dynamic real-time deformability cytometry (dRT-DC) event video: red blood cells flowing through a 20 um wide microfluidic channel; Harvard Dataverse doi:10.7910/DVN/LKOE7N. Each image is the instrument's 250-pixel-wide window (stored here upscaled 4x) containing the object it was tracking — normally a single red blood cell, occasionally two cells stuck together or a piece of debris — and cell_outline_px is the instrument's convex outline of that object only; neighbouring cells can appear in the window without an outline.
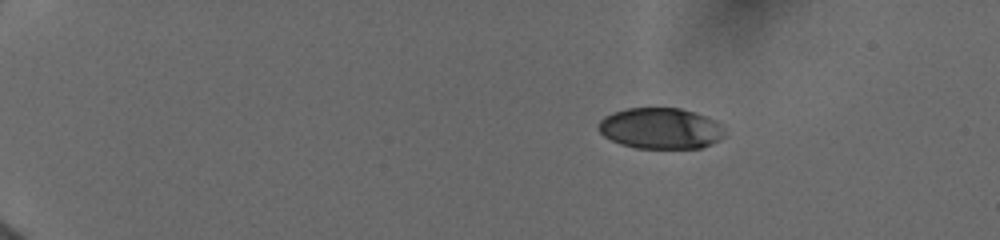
{"species": "human", "species_latin": "Homo sapiens", "temperature_condition": "cold", "stored_images_in_passage": 5, "camera_frame_rate_fps": 3000, "um_per_image_px": 0.085, "donor": {"sex": "female"}, "frame": {"image": 1, "passage_image": 1, "time_ms": 0.0, "image_size_px": [1000, 240], "cell_outline_px": [[724, 136], [720, 140], [700, 148], [636, 148], [620, 144], [604, 136], [596, 128], [600, 120], [604, 116], [612, 112], [628, 108], [680, 108], [716, 120], [724, 124]], "centroid_in_image_um": [56.15, 10.91], "position_along_channel_um": 28.9, "area_um2": 30.35}}
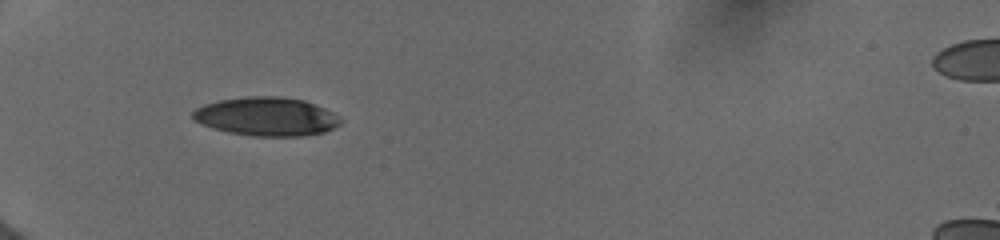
{"frame": {"image": 2, "passage_image": 4, "time_ms": 3.333, "image_size_px": [1000, 240], "cell_outline_px": [[344, 120], [340, 124], [324, 132], [304, 136], [252, 136], [228, 132], [212, 128], [196, 120], [192, 116], [192, 112], [196, 108], [204, 104], [220, 100], [248, 96], [280, 96], [304, 100], [324, 108], [340, 116]], "centroid_in_image_um": [22.68, 9.9], "position_along_channel_um": 62.3, "area_um2": 33.29}}